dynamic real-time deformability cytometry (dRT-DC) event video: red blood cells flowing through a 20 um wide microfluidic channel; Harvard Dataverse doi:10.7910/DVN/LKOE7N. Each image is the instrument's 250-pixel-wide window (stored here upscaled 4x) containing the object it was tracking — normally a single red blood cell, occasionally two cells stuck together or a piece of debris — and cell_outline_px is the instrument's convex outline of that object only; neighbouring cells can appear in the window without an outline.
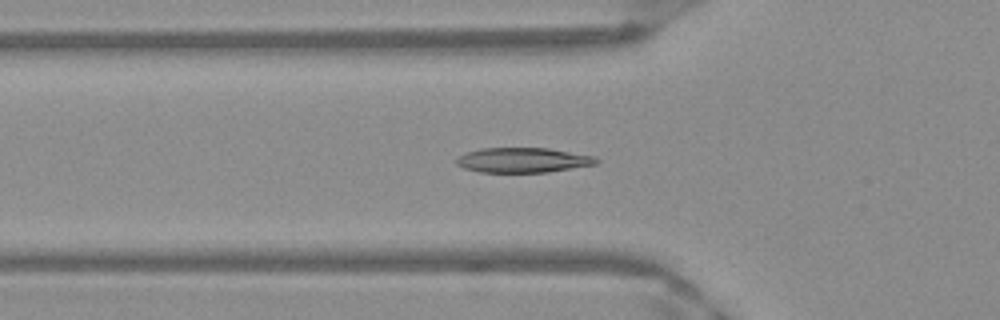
{"species": "Egyptian fruit bat (a non-hibernating species)", "species_latin": "Rousettus aegyptiacus", "temperature_condition": "warm", "stored_images_in_passage": 51, "camera_frame_rate_fps": 3000, "um_per_image_px": 0.085, "frame": {"image": 1, "passage_image": 17, "time_ms": 5.333, "image_size_px": [1000, 320], "cell_outline_px": [[600, 160], [596, 164], [548, 172], [480, 172], [464, 168], [456, 164], [456, 156], [480, 148], [548, 148], [592, 156]], "centroid_in_image_um": [44.4, 13.61], "position_along_channel_um": 81.4, "area_um2": 20.17}}
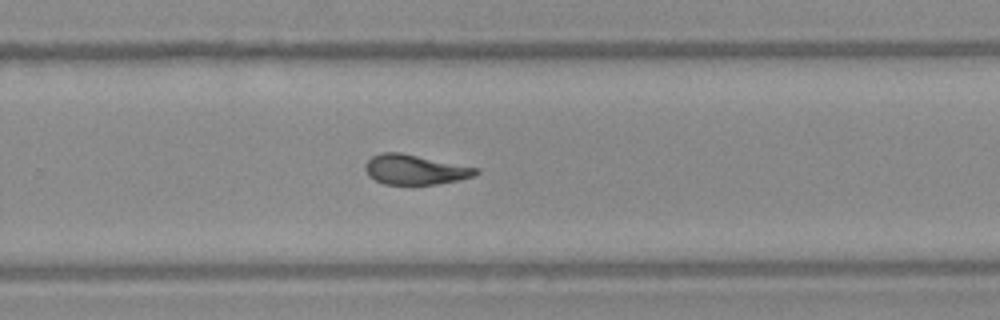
{"frame": {"image": 2, "passage_image": 33, "time_ms": 10.667, "image_size_px": [1000, 320], "cell_outline_px": [[480, 172], [472, 176], [456, 180], [436, 184], [384, 184], [368, 176], [364, 168], [364, 164], [372, 156], [380, 152], [400, 152], [480, 168]], "centroid_in_image_um": [35.25, 14.4], "position_along_channel_um": 294.6, "area_um2": 19.25}}
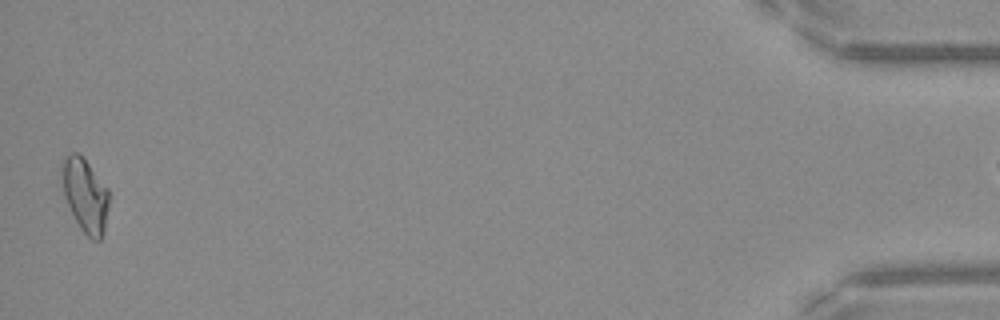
{"frame": {"image": 3, "passage_image": 50, "time_ms": 16.333, "image_size_px": [1000, 320], "cell_outline_px": [[108, 204], [104, 228], [100, 240], [92, 240], [80, 228], [64, 196], [64, 156], [72, 152], [76, 152], [88, 164], [108, 188]], "centroid_in_image_um": [7.27, 16.62], "position_along_channel_um": 427.9, "area_um2": 19.25}}